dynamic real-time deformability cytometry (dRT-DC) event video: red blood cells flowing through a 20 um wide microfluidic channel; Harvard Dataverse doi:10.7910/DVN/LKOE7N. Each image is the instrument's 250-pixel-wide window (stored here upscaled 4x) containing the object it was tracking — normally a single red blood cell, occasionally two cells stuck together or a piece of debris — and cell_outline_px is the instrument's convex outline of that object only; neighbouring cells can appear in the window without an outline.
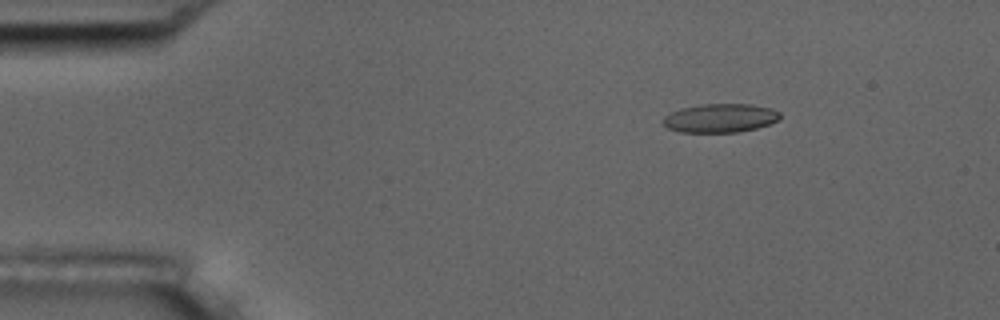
{"species": "common noctule bat (a hibernating species)", "species_latin": "Nyctalus noctula", "temperature_condition": "room temperature", "stored_images_in_passage": 5, "camera_frame_rate_fps": 3000, "um_per_image_px": 0.085, "animal": {"sex": "male", "body_mass_g": 17.5, "forearm_length_mm": 52.3}, "frame": {"image": 1, "passage_image": 2, "time_ms": 2.0, "image_size_px": [1000, 320], "cell_outline_px": [[780, 120], [756, 128], [740, 132], [680, 132], [668, 128], [660, 120], [664, 116], [680, 108], [700, 104], [752, 104], [772, 108], [780, 112]], "centroid_in_image_um": [61.22, 10.03], "position_along_channel_um": 23.8, "area_um2": 19.77}}
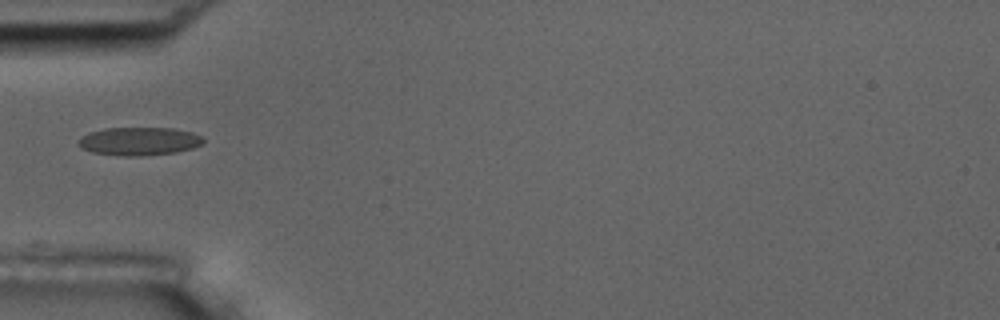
{"frame": {"image": 2, "passage_image": 5, "time_ms": 5.333, "image_size_px": [1000, 320], "cell_outline_px": [[204, 144], [192, 148], [176, 152], [140, 156], [124, 156], [92, 152], [80, 148], [76, 140], [80, 136], [88, 132], [104, 128], [172, 128], [192, 132], [204, 136]], "centroid_in_image_um": [11.81, 12.0], "position_along_channel_um": 73.2, "area_um2": 20.81}}